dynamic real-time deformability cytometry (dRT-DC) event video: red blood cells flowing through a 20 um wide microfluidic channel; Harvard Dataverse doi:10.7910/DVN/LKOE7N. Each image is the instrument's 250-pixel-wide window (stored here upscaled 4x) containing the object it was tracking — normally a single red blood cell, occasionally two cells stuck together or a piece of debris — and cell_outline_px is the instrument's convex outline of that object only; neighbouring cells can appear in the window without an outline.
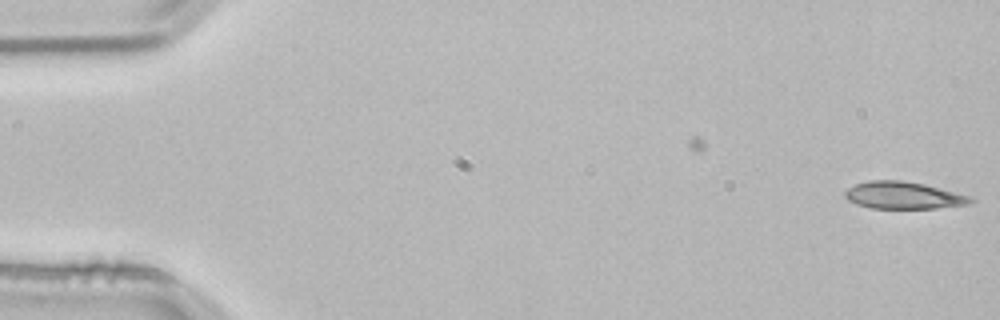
{"species": "common noctule bat (a hibernating species)", "species_latin": "Nyctalus noctula", "temperature_condition": "room temperature", "stored_images_in_passage": 52, "camera_frame_rate_fps": 3000, "um_per_image_px": 0.085, "animal": {"sex": "male", "body_mass_g": 21.5, "forearm_length_mm": 52.0}, "frame": {"image": 1, "passage_image": 1, "time_ms": 0.0, "image_size_px": [1000, 320], "cell_outline_px": [[976, 200], [968, 204], [936, 208], [872, 208], [856, 204], [848, 200], [844, 196], [844, 192], [848, 188], [856, 184], [868, 180], [904, 180], [924, 184], [972, 196]], "centroid_in_image_um": [76.8, 16.6], "position_along_channel_um": 8.2, "area_um2": 19.94}}
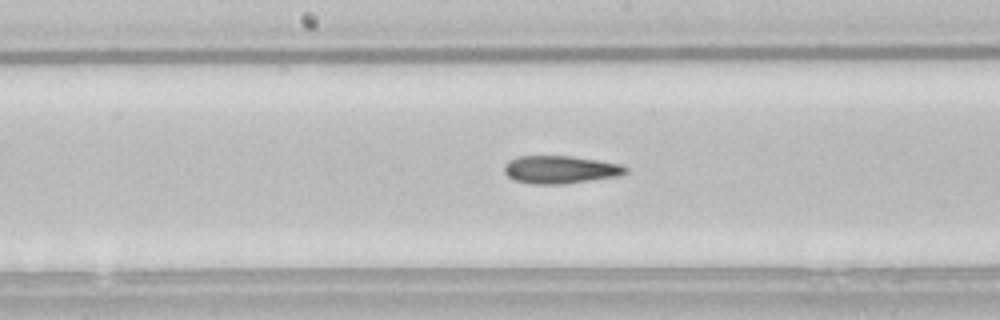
{"frame": {"image": 2, "passage_image": 27, "time_ms": 8.667, "image_size_px": [1000, 320], "cell_outline_px": [[628, 172], [620, 176], [564, 184], [532, 184], [512, 180], [504, 172], [504, 168], [508, 160], [520, 156], [572, 156], [600, 160], [620, 164], [628, 168]], "centroid_in_image_um": [47.64, 14.42], "position_along_channel_um": 200.6, "area_um2": 19.88}}
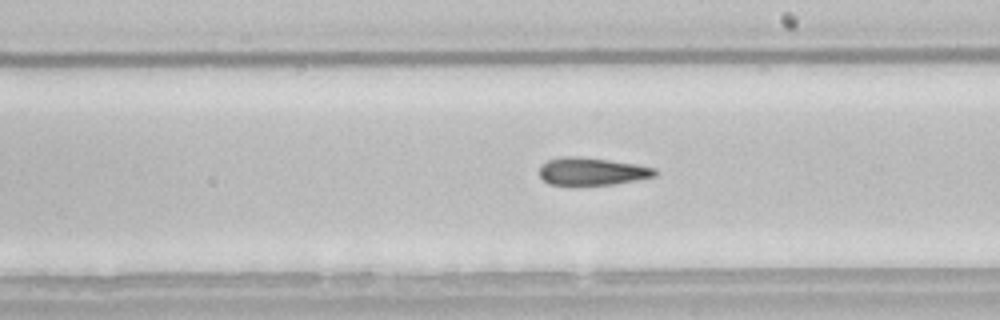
{"frame": {"image": 3, "passage_image": 30, "time_ms": 9.667, "image_size_px": [1000, 320], "cell_outline_px": [[660, 172], [656, 176], [636, 180], [612, 184], [572, 188], [568, 188], [548, 184], [540, 176], [540, 164], [548, 160], [560, 156], [580, 156], [636, 164], [656, 168]], "centroid_in_image_um": [50.27, 14.61], "position_along_channel_um": 238.7, "area_um2": 19.54}, "authors_computed_cell_mechanics": {"area_um2": 19.4208, "velocity_mm_per_s": 3.8219, "shape_relaxation_time_tau1_ms": 8.451, "shape_relaxation_time_tau2_ms": 6.7692, "deformation_change_tau1": 0.1834, "deformation_change_tau2": 0.1809}}